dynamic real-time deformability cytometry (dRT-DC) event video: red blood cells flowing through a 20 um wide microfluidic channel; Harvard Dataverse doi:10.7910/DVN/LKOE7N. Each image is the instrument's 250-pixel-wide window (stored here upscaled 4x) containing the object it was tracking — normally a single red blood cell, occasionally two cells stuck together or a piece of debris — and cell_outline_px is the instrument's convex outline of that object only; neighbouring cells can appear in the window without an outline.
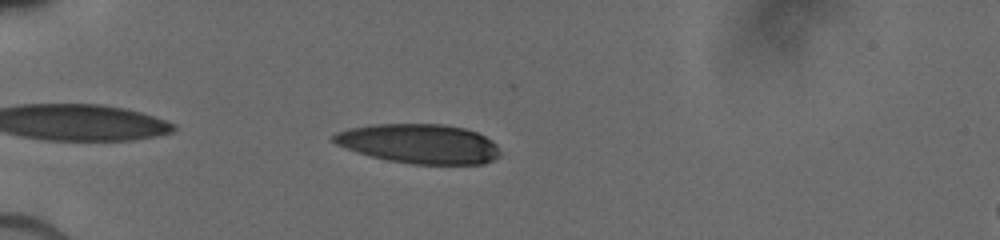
{"species": "human", "species_latin": "Homo sapiens", "temperature_condition": "cold", "stored_images_in_passage": 29, "camera_frame_rate_fps": 3000, "um_per_image_px": 0.085, "donor": {"sex": "male"}, "frame": {"image": 1, "passage_image": 3, "time_ms": 1.0, "image_size_px": [1000, 240], "cell_outline_px": [[500, 156], [484, 164], [412, 164], [388, 160], [372, 156], [336, 144], [332, 140], [332, 136], [336, 132], [348, 128], [372, 124], [444, 124], [464, 128], [476, 132], [492, 140], [496, 144], [500, 152]], "centroid_in_image_um": [35.66, 12.21], "position_along_channel_um": 49.3, "area_um2": 38.21}}
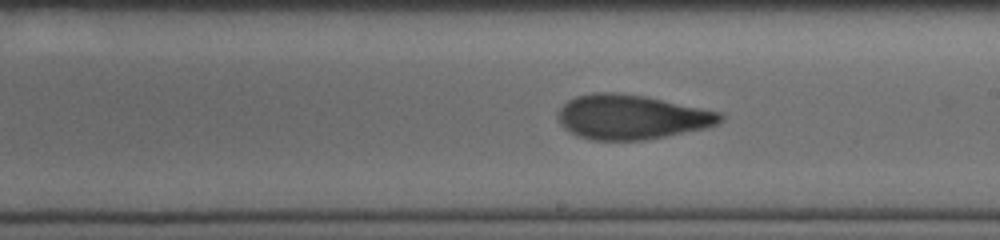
{"frame": {"image": 2, "passage_image": 16, "time_ms": 6.333, "image_size_px": [1000, 240], "cell_outline_px": [[724, 120], [708, 128], [644, 140], [592, 140], [576, 136], [564, 128], [560, 124], [556, 116], [560, 108], [568, 100], [576, 96], [592, 92], [616, 92], [644, 96], [724, 112]], "centroid_in_image_um": [53.69, 9.94], "position_along_channel_um": 235.3, "area_um2": 42.54}}
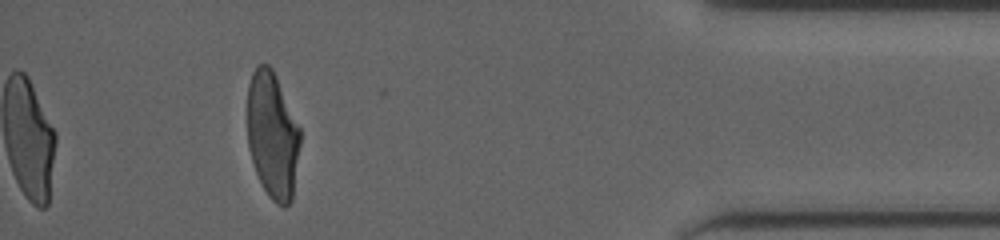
{"frame": {"image": 3, "passage_image": 29, "time_ms": 11.667, "image_size_px": [1000, 240], "cell_outline_px": [[300, 144], [292, 200], [284, 208], [276, 204], [268, 196], [260, 184], [248, 148], [248, 84], [252, 72], [260, 64], [268, 64], [272, 68], [276, 76], [300, 128]], "centroid_in_image_um": [23.16, 11.53], "position_along_channel_um": 412.0, "area_um2": 39.02}}